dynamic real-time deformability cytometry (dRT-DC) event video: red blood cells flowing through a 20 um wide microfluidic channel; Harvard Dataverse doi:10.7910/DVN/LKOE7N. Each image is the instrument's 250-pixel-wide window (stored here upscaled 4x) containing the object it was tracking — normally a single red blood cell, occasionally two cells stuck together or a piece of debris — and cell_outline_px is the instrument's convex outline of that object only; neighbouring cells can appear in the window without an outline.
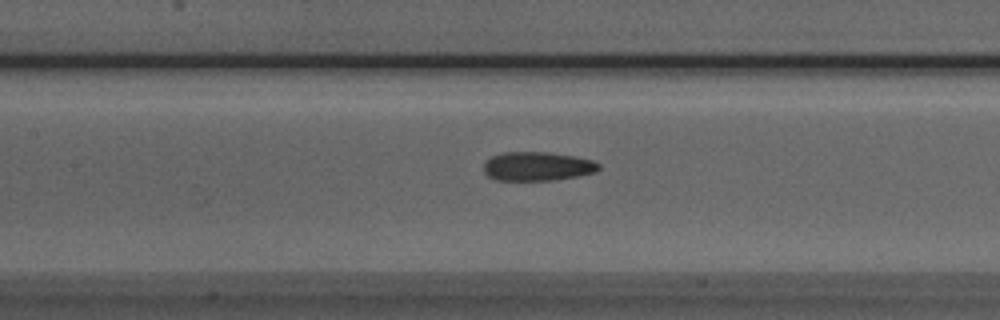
{"species": "Egyptian fruit bat (a non-hibernating species)", "species_latin": "Rousettus aegyptiacus", "temperature_condition": "room temperature", "stored_images_in_passage": 37, "camera_frame_rate_fps": 3000, "um_per_image_px": 0.085, "animal": {"sex": "male"}, "frame": {"image": 1, "passage_image": 11, "time_ms": 3.333, "image_size_px": [1000, 320], "cell_outline_px": [[600, 168], [596, 172], [576, 176], [552, 180], [496, 180], [488, 176], [484, 172], [484, 164], [492, 156], [504, 152], [548, 152], [572, 156], [592, 160], [600, 164]], "centroid_in_image_um": [45.67, 14.14], "position_along_channel_um": 161.7, "area_um2": 19.25}}
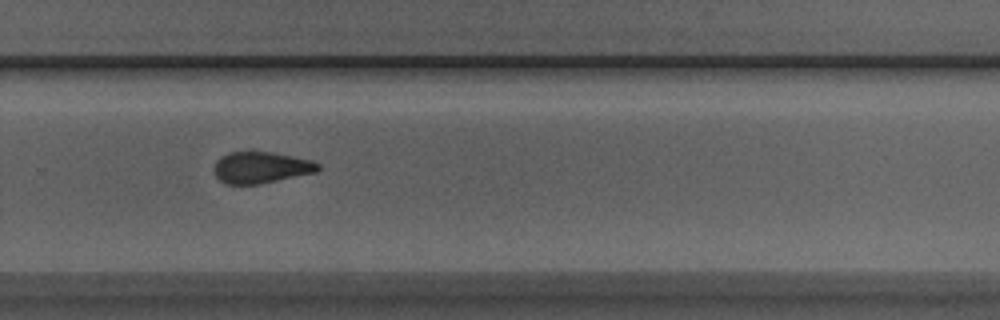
{"frame": {"image": 2, "passage_image": 22, "time_ms": 7.0, "image_size_px": [1000, 320], "cell_outline_px": [[320, 168], [316, 172], [260, 184], [224, 184], [216, 176], [212, 168], [216, 160], [220, 156], [228, 152], [272, 152], [312, 160], [320, 164]], "centroid_in_image_um": [22.15, 14.23], "position_along_channel_um": 307.6, "area_um2": 19.19}}
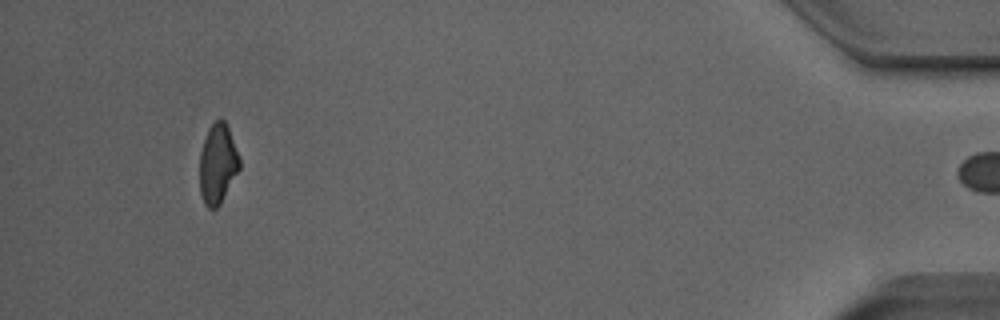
{"frame": {"image": 3, "passage_image": 36, "time_ms": 11.667, "image_size_px": [1000, 320], "cell_outline_px": [[240, 168], [220, 204], [216, 208], [208, 208], [204, 204], [200, 192], [200, 152], [208, 128], [216, 120], [224, 120], [228, 128], [240, 160]], "centroid_in_image_um": [18.49, 13.95], "position_along_channel_um": 416.7, "area_um2": 18.26}, "authors_computed_cell_mechanics": {"area_um2": 19.4786, "velocity_mm_per_s": 3.9908, "shape_relaxation_time_tau1_ms": 3.5675, "shape_relaxation_time_tau2_ms": 2.5317, "deformation_change_tau1": 0.1427, "deformation_change_tau2": 0.1108}}